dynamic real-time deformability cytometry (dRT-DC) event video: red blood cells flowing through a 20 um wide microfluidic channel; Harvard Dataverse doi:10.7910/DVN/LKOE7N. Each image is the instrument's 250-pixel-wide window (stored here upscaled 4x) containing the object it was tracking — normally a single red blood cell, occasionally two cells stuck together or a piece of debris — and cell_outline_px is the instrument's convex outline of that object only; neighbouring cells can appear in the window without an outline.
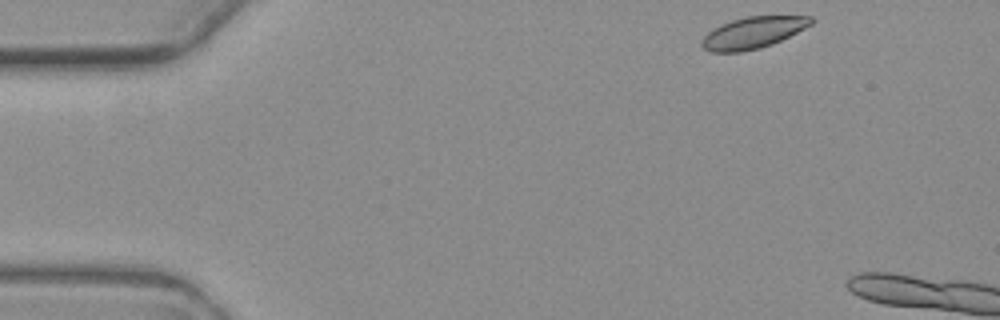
{"species": "common noctule bat (a hibernating species)", "species_latin": "Nyctalus noctula", "temperature_condition": "warm", "stored_images_in_passage": 3, "camera_frame_rate_fps": 3000, "um_per_image_px": 0.085, "animal": {"sex": "female", "body_mass_g": 19.3, "forearm_length_mm": 54.1}, "frame": {"image": 1, "passage_image": 1, "time_ms": 0.0, "image_size_px": [1000, 320], "cell_outline_px": [[816, 20], [812, 24], [772, 44], [760, 48], [740, 52], [712, 52], [704, 48], [700, 44], [700, 40], [712, 28], [720, 24], [732, 20], [748, 16], [812, 16]], "centroid_in_image_um": [63.98, 2.77], "position_along_channel_um": 21.0, "area_um2": 20.06}}